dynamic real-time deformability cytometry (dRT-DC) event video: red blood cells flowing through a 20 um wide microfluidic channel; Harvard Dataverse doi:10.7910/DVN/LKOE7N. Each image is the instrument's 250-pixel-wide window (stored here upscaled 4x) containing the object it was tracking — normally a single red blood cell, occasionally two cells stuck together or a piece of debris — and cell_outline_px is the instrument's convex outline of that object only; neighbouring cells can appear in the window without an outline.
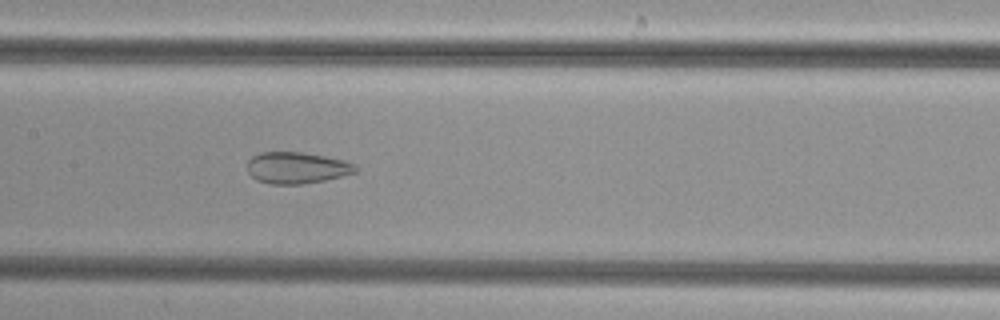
{"species": "common noctule bat (a hibernating species)", "species_latin": "Nyctalus noctula", "temperature_condition": "cold", "stored_images_in_passage": 46, "camera_frame_rate_fps": 3000, "um_per_image_px": 0.085, "animal": {"sex": "female", "body_mass_g": 29.2, "forearm_length_mm": 56.3}, "frame": {"image": 1, "passage_image": 20, "time_ms": 6.333, "image_size_px": [1000, 320], "cell_outline_px": [[356, 172], [324, 180], [300, 184], [268, 184], [256, 180], [248, 172], [248, 160], [252, 156], [260, 152], [300, 152], [324, 156], [344, 160], [352, 164], [356, 168]], "centroid_in_image_um": [25.17, 14.26], "position_along_channel_um": 182.2, "area_um2": 19.65}}
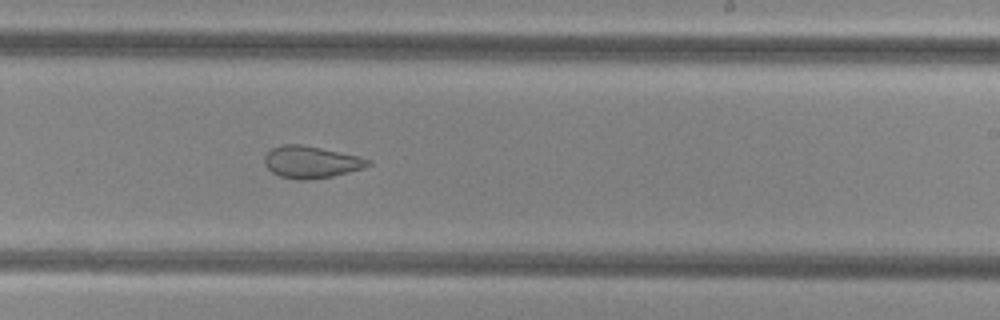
{"frame": {"image": 2, "passage_image": 26, "time_ms": 8.333, "image_size_px": [1000, 320], "cell_outline_px": [[372, 164], [364, 168], [332, 176], [304, 180], [296, 180], [280, 176], [272, 172], [264, 164], [264, 156], [272, 148], [284, 144], [300, 144], [360, 156], [372, 160]], "centroid_in_image_um": [26.45, 13.77], "position_along_channel_um": 262.5, "area_um2": 19.31}}
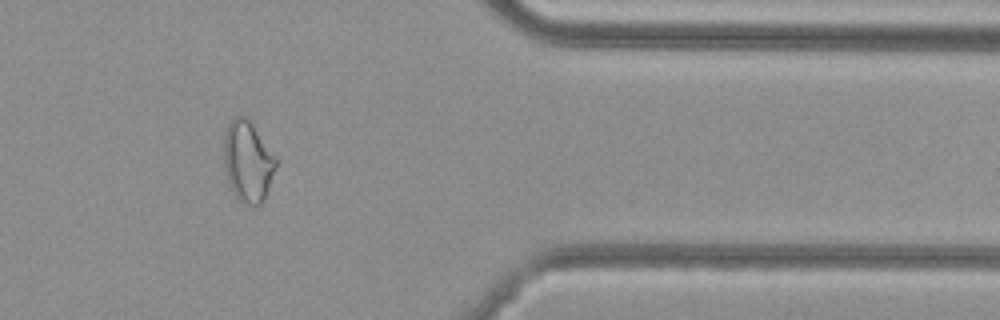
{"frame": {"image": 3, "passage_image": 37, "time_ms": 12.0, "image_size_px": [1000, 320], "cell_outline_px": [[276, 168], [268, 192], [264, 200], [256, 208], [236, 200], [228, 184], [224, 164], [224, 136], [228, 124], [236, 116], [244, 116], [252, 124], [276, 156]], "centroid_in_image_um": [21.06, 13.8], "position_along_channel_um": 390.3, "area_um2": 24.85}}